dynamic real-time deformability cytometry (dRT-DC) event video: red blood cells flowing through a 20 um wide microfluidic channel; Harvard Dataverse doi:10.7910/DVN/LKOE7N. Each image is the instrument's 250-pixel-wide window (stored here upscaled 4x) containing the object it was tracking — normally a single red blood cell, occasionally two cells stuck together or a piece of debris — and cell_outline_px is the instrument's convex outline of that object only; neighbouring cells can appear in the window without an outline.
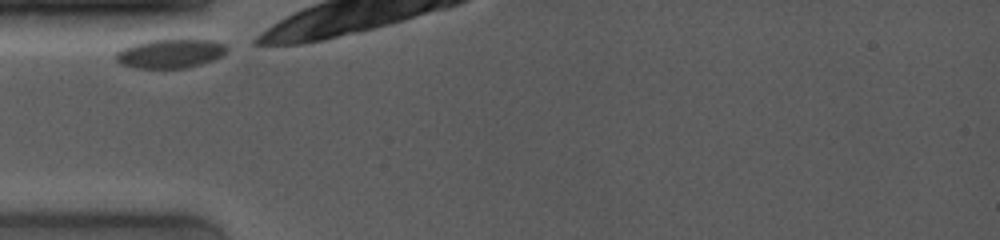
{"species": "common noctule bat (a hibernating species)", "species_latin": "Nyctalus noctula", "temperature_condition": "room temperature", "stored_images_in_passage": 14, "camera_frame_rate_fps": 4000, "um_per_image_px": 0.085, "animal": {"sex": "female", "body_mass_g": 19.0, "forearm_length_mm": 53.3}, "frame": {"image": 1, "passage_image": 1, "time_ms": 0.0, "image_size_px": [1000, 240], "cell_outline_px": [[228, 48], [220, 56], [212, 60], [200, 64], [184, 68], [132, 68], [120, 64], [116, 60], [116, 52], [132, 44], [148, 40], [212, 40], [224, 44]], "centroid_in_image_um": [14.42, 4.56], "position_along_channel_um": 70.6, "area_um2": 18.55}}